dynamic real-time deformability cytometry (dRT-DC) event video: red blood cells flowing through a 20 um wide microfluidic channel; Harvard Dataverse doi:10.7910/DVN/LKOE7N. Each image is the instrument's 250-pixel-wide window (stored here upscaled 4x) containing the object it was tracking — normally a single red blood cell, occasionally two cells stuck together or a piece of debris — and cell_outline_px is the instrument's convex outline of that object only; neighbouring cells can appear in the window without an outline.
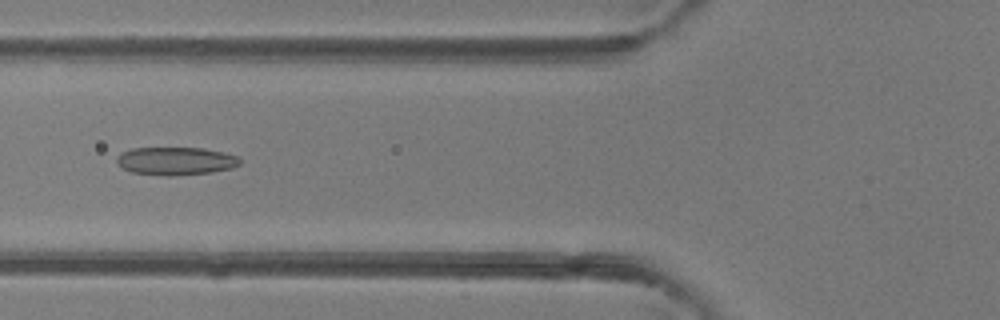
{"species": "common noctule bat (a hibernating species)", "species_latin": "Nyctalus noctula", "temperature_condition": "room temperature", "stored_images_in_passage": 45, "camera_frame_rate_fps": 3000, "um_per_image_px": 0.085, "animal": {"sex": "female"}, "frame": {"image": 1, "passage_image": 15, "time_ms": 4.667, "image_size_px": [1000, 320], "cell_outline_px": [[240, 164], [232, 168], [212, 172], [172, 176], [168, 176], [132, 172], [124, 168], [116, 160], [116, 156], [120, 152], [132, 148], [204, 148], [224, 152], [240, 156]], "centroid_in_image_um": [14.97, 13.68], "position_along_channel_um": 110.8, "area_um2": 20.17}}
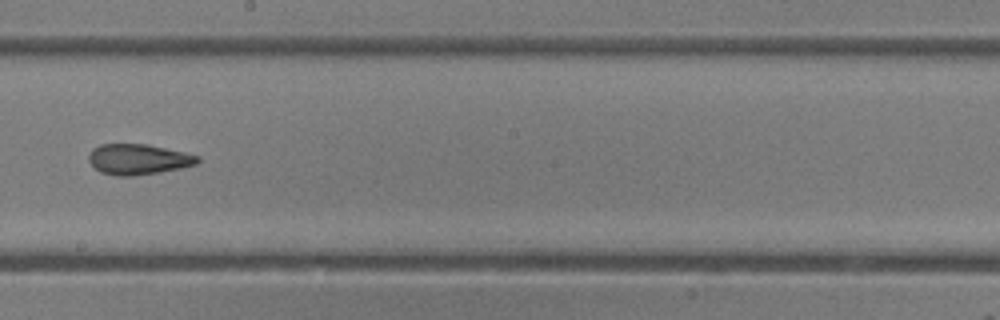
{"frame": {"image": 2, "passage_image": 24, "time_ms": 7.667, "image_size_px": [1000, 320], "cell_outline_px": [[200, 160], [196, 164], [180, 168], [160, 172], [132, 176], [116, 176], [100, 172], [88, 160], [88, 156], [92, 148], [100, 144], [144, 144], [184, 152], [200, 156]], "centroid_in_image_um": [11.73, 13.54], "position_along_channel_um": 236.5, "area_um2": 19.31}}
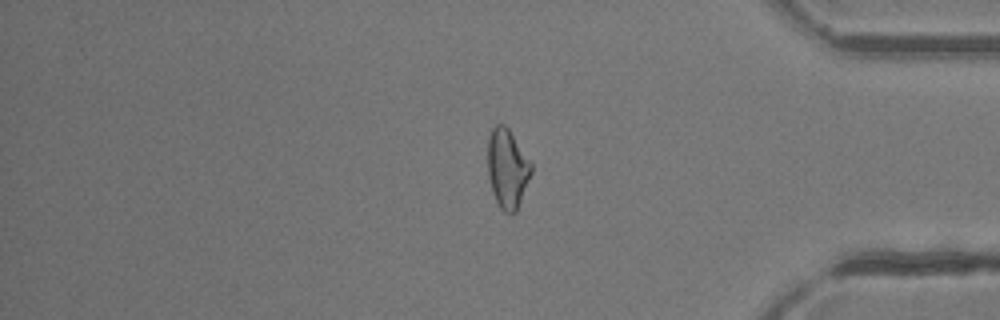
{"frame": {"image": 3, "passage_image": 37, "time_ms": 12.0, "image_size_px": [1000, 320], "cell_outline_px": [[532, 172], [516, 212], [512, 216], [504, 212], [500, 208], [492, 192], [488, 176], [488, 136], [492, 128], [496, 124], [504, 124], [508, 128], [532, 164]], "centroid_in_image_um": [43.11, 14.35], "position_along_channel_um": 392.1, "area_um2": 20.11}, "authors_computed_cell_mechanics": {"area_um2": 20.6924, "velocity_mm_per_s": 4.1812, "shape_relaxation_time_tau1_ms": null, "shape_relaxation_time_tau2_ms": 1.6861, "deformation_change_tau1": null, "deformation_change_tau2": 0.0956}}